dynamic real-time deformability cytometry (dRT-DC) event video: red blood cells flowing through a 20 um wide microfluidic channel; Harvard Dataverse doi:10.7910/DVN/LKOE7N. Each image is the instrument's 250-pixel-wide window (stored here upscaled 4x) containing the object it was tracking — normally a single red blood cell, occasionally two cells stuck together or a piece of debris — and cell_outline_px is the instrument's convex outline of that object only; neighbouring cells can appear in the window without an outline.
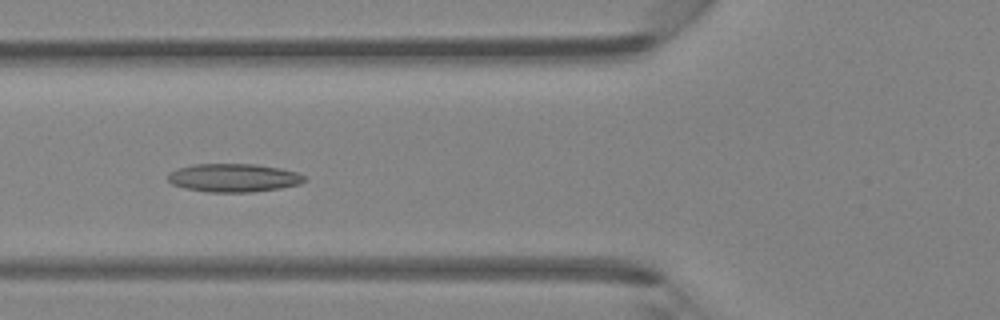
{"species": "Egyptian fruit bat (a non-hibernating species)", "species_latin": "Rousettus aegyptiacus", "temperature_condition": "room temperature", "stored_images_in_passage": 41, "camera_frame_rate_fps": 3000, "um_per_image_px": 0.085, "animal": {"sex": "female"}, "frame": {"image": 1, "passage_image": 13, "time_ms": 4.0, "image_size_px": [1000, 320], "cell_outline_px": [[308, 180], [300, 184], [280, 188], [252, 192], [208, 192], [184, 188], [172, 184], [168, 180], [168, 176], [176, 168], [192, 164], [256, 164], [280, 168], [296, 172], [304, 176]], "centroid_in_image_um": [19.86, 15.11], "position_along_channel_um": 105.9, "area_um2": 22.6}}
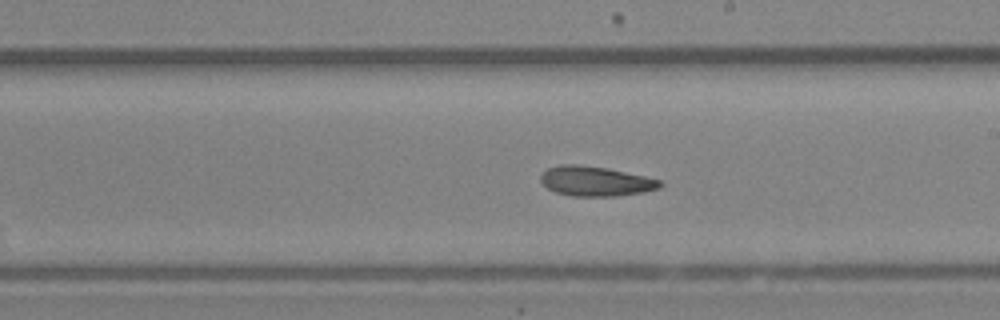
{"frame": {"image": 2, "passage_image": 22, "time_ms": 7.0, "image_size_px": [1000, 320], "cell_outline_px": [[664, 184], [660, 188], [644, 192], [616, 196], [572, 196], [556, 192], [548, 188], [540, 180], [540, 176], [548, 168], [560, 164], [580, 164], [608, 168], [644, 176], [660, 180]], "centroid_in_image_um": [50.64, 15.4], "position_along_channel_um": 238.4, "area_um2": 20.75}}
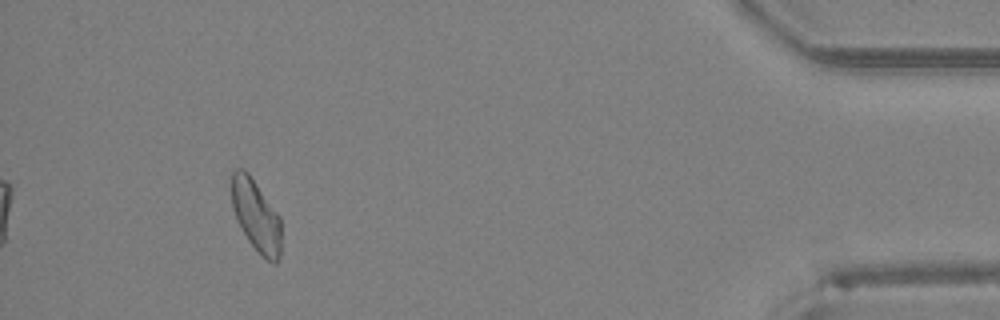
{"frame": {"image": 3, "passage_image": 38, "time_ms": 12.333, "image_size_px": [1000, 320], "cell_outline_px": [[280, 256], [276, 264], [272, 264], [248, 240], [236, 220], [232, 208], [232, 168], [244, 168], [248, 172], [280, 216]], "centroid_in_image_um": [21.75, 18.29], "position_along_channel_um": 413.4, "area_um2": 20.63}}